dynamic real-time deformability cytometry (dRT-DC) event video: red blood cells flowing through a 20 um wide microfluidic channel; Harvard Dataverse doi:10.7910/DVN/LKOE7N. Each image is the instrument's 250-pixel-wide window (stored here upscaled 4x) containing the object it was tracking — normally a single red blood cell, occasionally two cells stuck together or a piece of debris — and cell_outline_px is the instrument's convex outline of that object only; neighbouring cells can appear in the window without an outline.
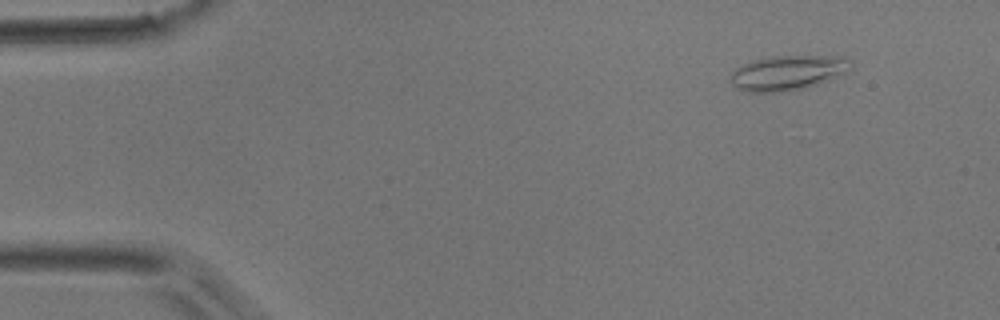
{"species": "common noctule bat (a hibernating species)", "species_latin": "Nyctalus noctula", "temperature_condition": "room temperature", "stored_images_in_passage": 48, "camera_frame_rate_fps": 3000, "um_per_image_px": 0.085, "animal": {"sex": "male", "body_mass_g": 17.9}, "frame": {"image": 1, "passage_image": 3, "time_ms": 0.667, "image_size_px": [1000, 320], "cell_outline_px": [[852, 68], [848, 72], [816, 84], [800, 88], [776, 92], [748, 92], [736, 88], [732, 84], [732, 72], [736, 68], [752, 60], [772, 56], [840, 56], [852, 60]], "centroid_in_image_um": [66.98, 6.17], "position_along_channel_um": 18.0, "area_um2": 24.16}}
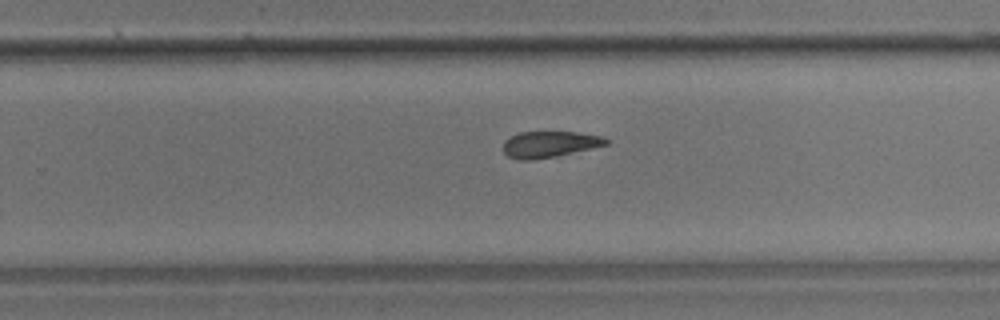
{"frame": {"image": 2, "passage_image": 30, "time_ms": 9.667, "image_size_px": [1000, 320], "cell_outline_px": [[608, 144], [556, 156], [532, 160], [520, 160], [508, 156], [504, 152], [504, 140], [520, 132], [576, 132], [604, 136], [608, 140]], "centroid_in_image_um": [46.71, 12.26], "position_along_channel_um": 283.1, "area_um2": 15.55}}
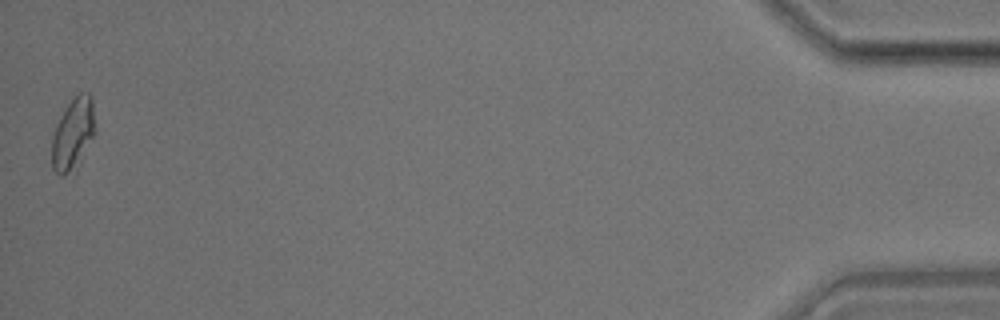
{"frame": {"image": 3, "passage_image": 48, "time_ms": 15.667, "image_size_px": [1000, 320], "cell_outline_px": [[96, 132], [76, 172], [60, 176], [52, 168], [52, 136], [60, 116], [68, 104], [80, 92], [88, 92], [92, 96]], "centroid_in_image_um": [6.24, 11.43], "position_along_channel_um": 429.0, "area_um2": 18.55}}